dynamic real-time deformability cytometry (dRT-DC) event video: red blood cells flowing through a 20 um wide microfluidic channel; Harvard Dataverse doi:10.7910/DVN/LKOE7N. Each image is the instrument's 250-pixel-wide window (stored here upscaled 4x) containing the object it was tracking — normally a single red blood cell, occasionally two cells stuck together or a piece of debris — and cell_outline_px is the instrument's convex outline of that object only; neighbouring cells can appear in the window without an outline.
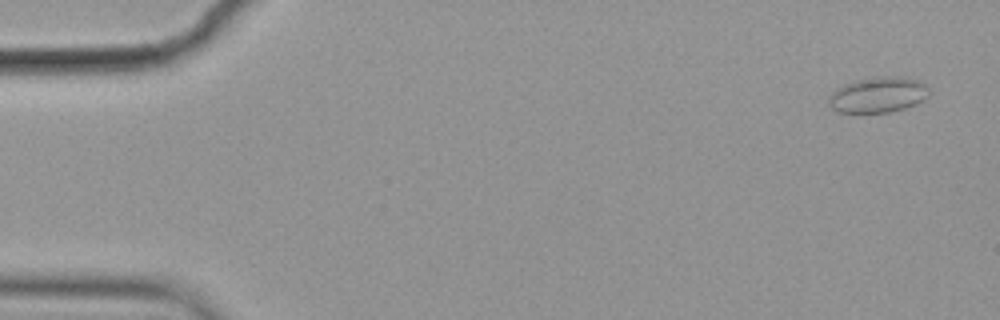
{"species": "common noctule bat (a hibernating species)", "species_latin": "Nyctalus noctula", "temperature_condition": "cold", "stored_images_in_passage": 55, "camera_frame_rate_fps": 3000, "um_per_image_px": 0.085, "animal": {"sex": "female", "body_mass_g": 19.9}, "frame": {"image": 1, "passage_image": 1, "time_ms": 0.0, "image_size_px": [1000, 320], "cell_outline_px": [[928, 96], [924, 100], [916, 104], [904, 108], [888, 112], [836, 112], [828, 104], [828, 96], [836, 88], [844, 84], [856, 80], [872, 76], [900, 76], [920, 80], [928, 88]], "centroid_in_image_um": [74.62, 8.04], "position_along_channel_um": 10.4, "area_um2": 21.04}}
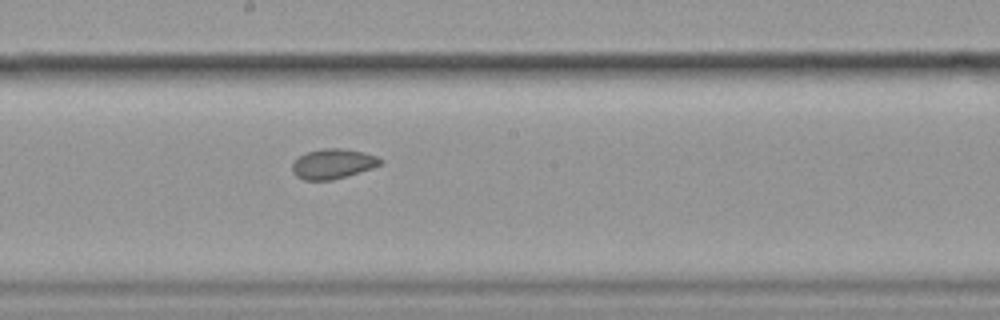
{"frame": {"image": 2, "passage_image": 29, "time_ms": 9.333, "image_size_px": [1000, 320], "cell_outline_px": [[384, 160], [380, 164], [372, 168], [332, 180], [304, 180], [296, 176], [292, 172], [292, 164], [300, 156], [308, 152], [324, 148], [340, 148], [364, 152], [376, 156]], "centroid_in_image_um": [28.29, 13.92], "position_along_channel_um": 219.9, "area_um2": 15.2}}
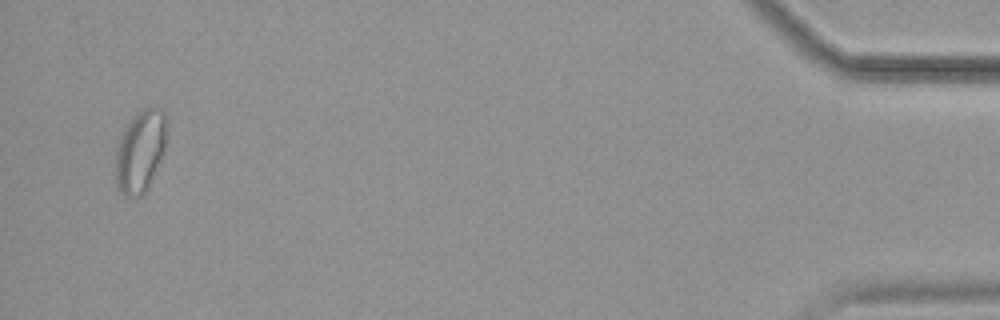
{"frame": {"image": 3, "passage_image": 53, "time_ms": 17.333, "image_size_px": [1000, 320], "cell_outline_px": [[168, 124], [164, 152], [148, 188], [140, 196], [124, 196], [116, 184], [116, 148], [120, 136], [124, 128], [132, 116], [144, 108], [160, 108], [168, 116]], "centroid_in_image_um": [11.95, 12.81], "position_along_channel_um": 423.2, "area_um2": 24.74}, "authors_computed_cell_mechanics": {"area_um2": 17.5712, "velocity_mm_per_s": 3.5595, "shape_relaxation_time_tau1_ms": null, "shape_relaxation_time_tau2_ms": 3.4728, "deformation_change_tau1": null, "deformation_change_tau2": 0.0641}}